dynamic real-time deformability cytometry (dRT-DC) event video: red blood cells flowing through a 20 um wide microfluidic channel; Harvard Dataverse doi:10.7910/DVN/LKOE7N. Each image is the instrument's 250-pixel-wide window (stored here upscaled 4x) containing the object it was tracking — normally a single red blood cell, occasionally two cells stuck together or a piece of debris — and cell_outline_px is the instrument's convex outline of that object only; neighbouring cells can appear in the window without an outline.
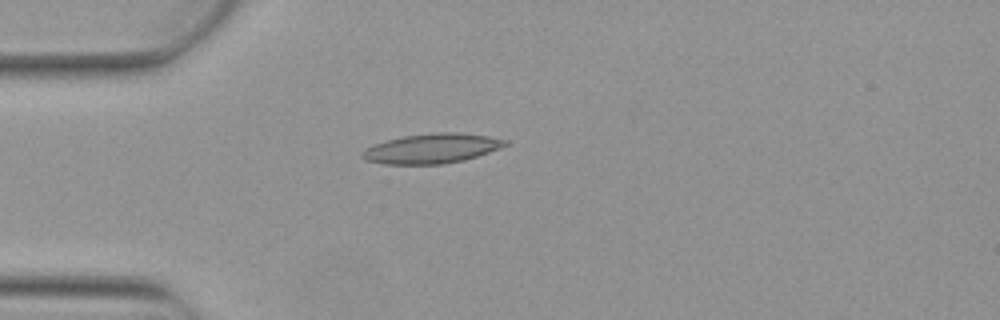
{"species": "Egyptian fruit bat (a non-hibernating species)", "species_latin": "Rousettus aegyptiacus", "temperature_condition": "warm", "stored_images_in_passage": 3, "camera_frame_rate_fps": 3000, "um_per_image_px": 0.085, "animal": {"sex": "female"}, "frame": {"image": 1, "passage_image": 3, "time_ms": 0.667, "image_size_px": [1000, 320], "cell_outline_px": [[508, 144], [500, 148], [464, 160], [444, 164], [384, 164], [364, 160], [360, 156], [360, 152], [376, 144], [388, 140], [404, 136], [432, 132], [460, 132], [488, 136], [508, 140]], "centroid_in_image_um": [36.71, 12.62], "position_along_channel_um": 48.3, "area_um2": 24.74}}